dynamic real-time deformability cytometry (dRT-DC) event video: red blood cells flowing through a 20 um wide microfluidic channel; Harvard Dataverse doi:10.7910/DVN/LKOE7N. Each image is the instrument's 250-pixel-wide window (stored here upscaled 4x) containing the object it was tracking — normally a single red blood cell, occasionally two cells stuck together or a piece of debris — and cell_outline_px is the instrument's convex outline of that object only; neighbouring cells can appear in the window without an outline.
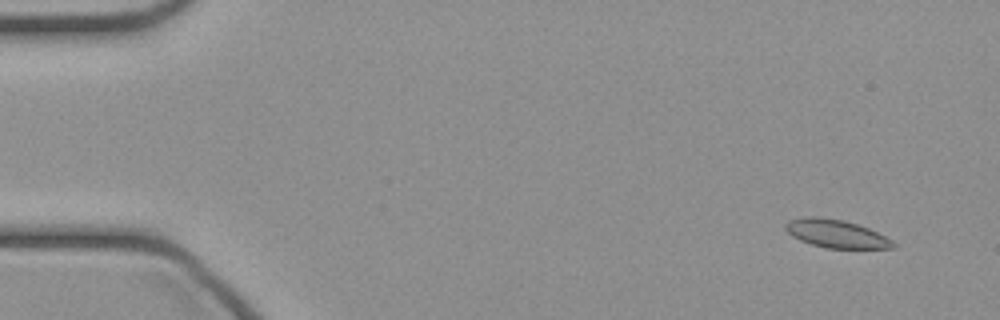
{"species": "common noctule bat (a hibernating species)", "species_latin": "Nyctalus noctula", "temperature_condition": "cold", "stored_images_in_passage": 13, "camera_frame_rate_fps": 3000, "um_per_image_px": 0.085, "animal": {"sex": "female", "body_mass_g": 21.9}, "frame": {"image": 1, "passage_image": 4, "time_ms": 1.0, "image_size_px": [1000, 320], "cell_outline_px": [[896, 248], [828, 248], [812, 244], [800, 240], [792, 236], [784, 228], [784, 224], [788, 220], [808, 216], [816, 216], [844, 220], [868, 228], [892, 240], [896, 244]], "centroid_in_image_um": [71.05, 19.86], "position_along_channel_um": 14.0, "area_um2": 17.51}}